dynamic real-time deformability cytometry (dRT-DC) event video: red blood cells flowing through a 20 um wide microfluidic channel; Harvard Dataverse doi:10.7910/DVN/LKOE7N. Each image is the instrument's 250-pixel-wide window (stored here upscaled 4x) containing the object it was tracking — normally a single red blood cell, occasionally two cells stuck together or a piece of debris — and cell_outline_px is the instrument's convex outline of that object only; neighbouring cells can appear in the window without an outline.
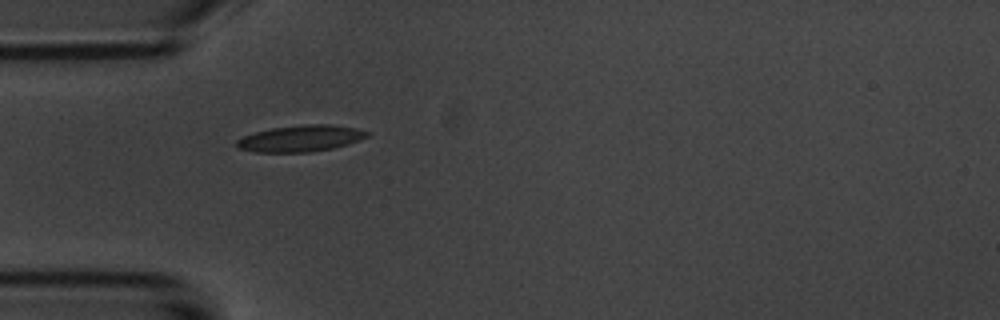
{"species": "common noctule bat (a hibernating species)", "species_latin": "Nyctalus noctula", "temperature_condition": "room temperature", "stored_images_in_passage": 1, "camera_frame_rate_fps": 3000, "um_per_image_px": 0.085, "animal": {"sex": "male", "body_mass_g": 20.1, "forearm_length_mm": 53.5}, "frame": {"image": 1, "passage_image": 1, "time_ms": 0.0, "image_size_px": [1000, 320], "cell_outline_px": [[368, 136], [360, 140], [348, 144], [332, 148], [308, 152], [256, 152], [240, 148], [232, 144], [236, 140], [244, 136], [256, 132], [272, 128], [304, 124], [332, 124], [356, 128], [368, 132]], "centroid_in_image_um": [25.54, 11.76], "position_along_channel_um": 59.5, "area_um2": 20.0}}